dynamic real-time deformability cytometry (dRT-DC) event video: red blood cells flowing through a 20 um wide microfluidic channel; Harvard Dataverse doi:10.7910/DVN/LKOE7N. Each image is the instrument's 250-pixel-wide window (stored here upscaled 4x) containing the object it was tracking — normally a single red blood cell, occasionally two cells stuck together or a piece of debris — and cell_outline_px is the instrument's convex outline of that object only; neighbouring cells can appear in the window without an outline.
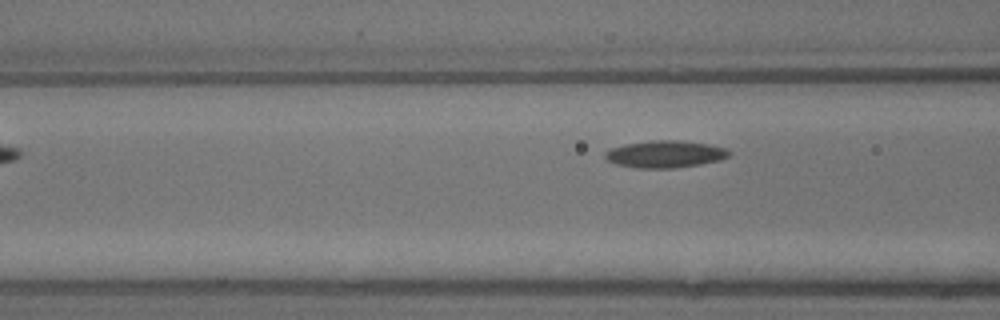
{"species": "common noctule bat (a hibernating species)", "species_latin": "Nyctalus noctula", "temperature_condition": "warm", "stored_images_in_passage": 5, "segment_of_instrument_passage": [2, 2], "camera_frame_rate_fps": 3000, "um_per_image_px": 0.085, "animal": {"sex": "male", "body_mass_g": 13.3}, "frame": {"image": 1, "passage_image": 5, "time_ms": 1.333, "image_size_px": [1000, 320], "cell_outline_px": [[732, 152], [728, 156], [720, 160], [700, 164], [672, 168], [636, 168], [616, 164], [608, 160], [604, 156], [604, 152], [612, 148], [624, 144], [652, 140], [676, 140], [708, 144], [728, 148]], "centroid_in_image_um": [56.54, 13.1], "position_along_channel_um": 110.1, "area_um2": 19.59}}